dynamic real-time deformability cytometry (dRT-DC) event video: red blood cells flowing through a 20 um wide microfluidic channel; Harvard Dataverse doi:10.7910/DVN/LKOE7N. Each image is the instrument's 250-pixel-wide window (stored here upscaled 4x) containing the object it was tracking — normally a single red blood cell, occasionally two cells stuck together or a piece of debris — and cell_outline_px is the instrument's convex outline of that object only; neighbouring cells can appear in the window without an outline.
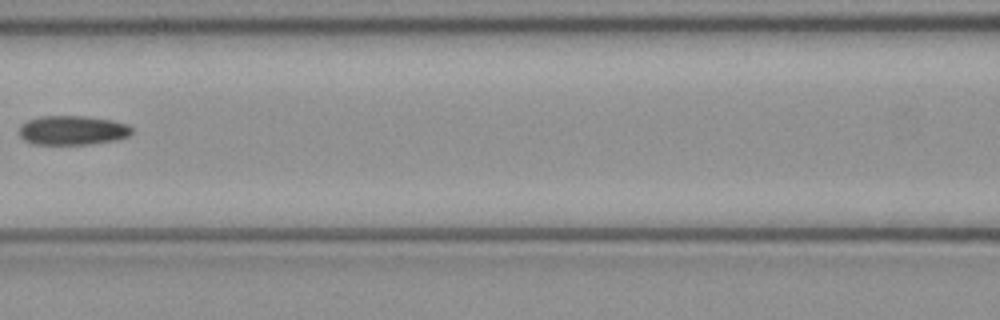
{"species": "common noctule bat (a hibernating species)", "species_latin": "Nyctalus noctula", "temperature_condition": "cold", "stored_images_in_passage": 6, "camera_frame_rate_fps": 3000, "um_per_image_px": 0.085, "animal": {"sex": "female", "body_mass_g": 21.9}, "frame": {"image": 1, "passage_image": 6, "time_ms": 1.667, "image_size_px": [1000, 320], "cell_outline_px": [[132, 132], [128, 136], [116, 140], [88, 144], [36, 144], [24, 140], [20, 136], [20, 128], [28, 120], [40, 116], [84, 116], [112, 120], [128, 124], [132, 128]], "centroid_in_image_um": [6.19, 11.07], "position_along_channel_um": 160.4, "area_um2": 19.07}}